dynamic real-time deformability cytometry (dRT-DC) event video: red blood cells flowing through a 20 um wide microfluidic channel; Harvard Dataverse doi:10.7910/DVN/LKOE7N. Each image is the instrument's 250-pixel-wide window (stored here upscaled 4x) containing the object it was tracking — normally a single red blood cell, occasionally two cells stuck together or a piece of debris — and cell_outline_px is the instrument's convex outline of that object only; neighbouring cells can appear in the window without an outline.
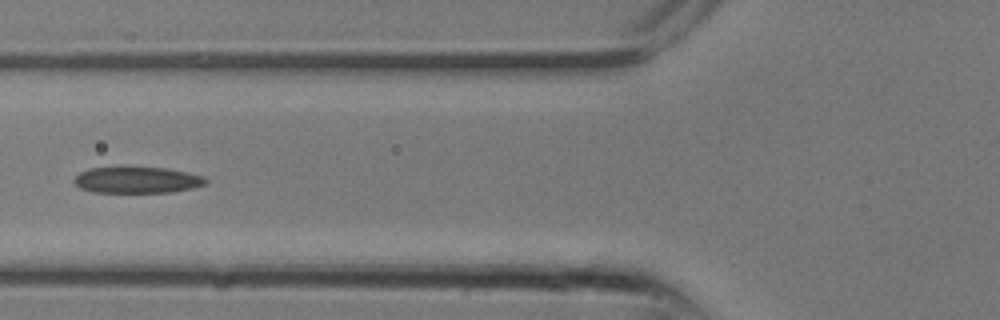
{"species": "common noctule bat (a hibernating species)", "species_latin": "Nyctalus noctula", "temperature_condition": "room temperature", "stored_images_in_passage": 17, "camera_frame_rate_fps": 3000, "um_per_image_px": 0.085, "animal": {"sex": "male", "body_mass_g": 13.3}, "frame": {"image": 1, "passage_image": 10, "time_ms": 3.0, "image_size_px": [1000, 320], "cell_outline_px": [[208, 184], [192, 188], [172, 192], [92, 192], [80, 188], [72, 180], [80, 172], [92, 168], [164, 168], [204, 176], [208, 180]], "centroid_in_image_um": [11.67, 15.32], "position_along_channel_um": 114.1, "area_um2": 19.88}}